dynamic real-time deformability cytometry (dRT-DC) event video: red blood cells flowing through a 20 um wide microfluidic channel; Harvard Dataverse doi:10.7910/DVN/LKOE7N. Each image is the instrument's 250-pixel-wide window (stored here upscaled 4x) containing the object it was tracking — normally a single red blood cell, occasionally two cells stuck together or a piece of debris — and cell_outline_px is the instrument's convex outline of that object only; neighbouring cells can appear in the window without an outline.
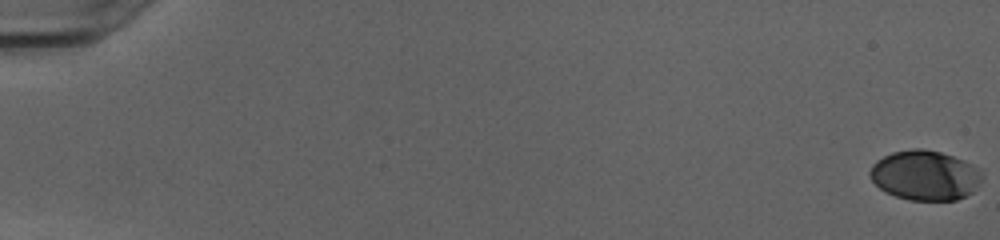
{"species": "human", "species_latin": "Homo sapiens", "temperature_condition": "cold", "stored_images_in_passage": 53, "camera_frame_rate_fps": 3000, "um_per_image_px": 0.085, "donor": {"sex": "female"}, "frame": {"image": 1, "passage_image": 1, "time_ms": 0.0, "image_size_px": [1000, 240], "cell_outline_px": [[984, 176], [972, 192], [956, 200], [908, 200], [884, 192], [872, 180], [868, 172], [872, 164], [876, 160], [892, 152], [912, 148], [924, 148], [940, 152], [964, 160], [980, 168], [984, 172]], "centroid_in_image_um": [78.63, 14.89], "position_along_channel_um": 6.4, "area_um2": 32.83}}
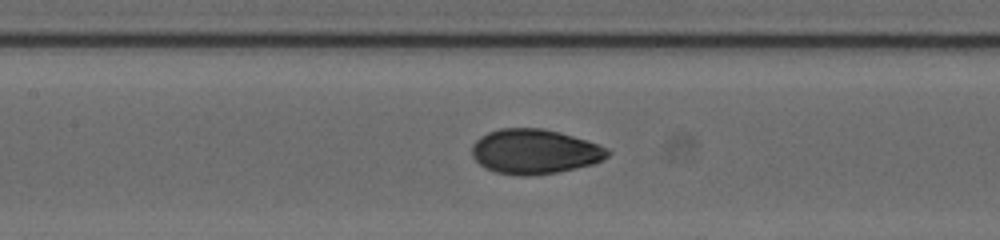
{"frame": {"image": 2, "passage_image": 27, "time_ms": 8.667, "image_size_px": [1000, 240], "cell_outline_px": [[612, 152], [608, 156], [592, 164], [576, 168], [556, 172], [532, 176], [520, 176], [496, 172], [484, 168], [472, 156], [472, 144], [480, 136], [488, 132], [500, 128], [540, 128], [560, 132], [600, 144], [608, 148]], "centroid_in_image_um": [45.44, 12.88], "position_along_channel_um": 162.0, "area_um2": 35.55}}
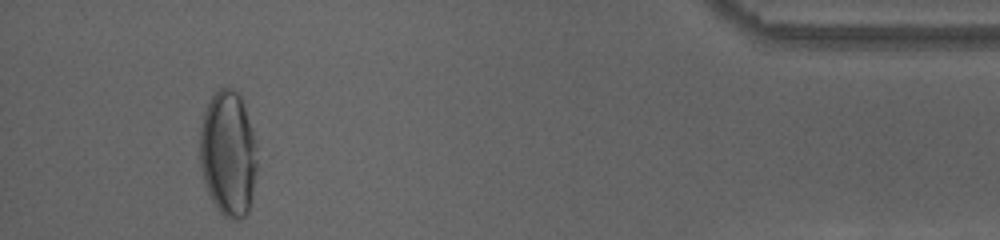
{"frame": {"image": 3, "passage_image": 50, "time_ms": 16.333, "image_size_px": [1000, 240], "cell_outline_px": [[256, 172], [252, 196], [248, 212], [240, 220], [232, 220], [224, 216], [216, 208], [204, 184], [200, 168], [200, 128], [204, 112], [212, 96], [220, 88], [232, 88], [240, 96], [244, 104], [256, 144]], "centroid_in_image_um": [19.38, 13.09], "position_along_channel_um": 415.8, "area_um2": 41.96}, "authors_computed_cell_mechanics": {"area_um2": 34.5066, "velocity_mm_per_s": 4.0349, "shape_relaxation_time_tau1_ms": 6.8953, "shape_relaxation_time_tau2_ms": 0.7237, "deformation_change_tau1": 0.2467, "deformation_change_tau2": 0.0431}}